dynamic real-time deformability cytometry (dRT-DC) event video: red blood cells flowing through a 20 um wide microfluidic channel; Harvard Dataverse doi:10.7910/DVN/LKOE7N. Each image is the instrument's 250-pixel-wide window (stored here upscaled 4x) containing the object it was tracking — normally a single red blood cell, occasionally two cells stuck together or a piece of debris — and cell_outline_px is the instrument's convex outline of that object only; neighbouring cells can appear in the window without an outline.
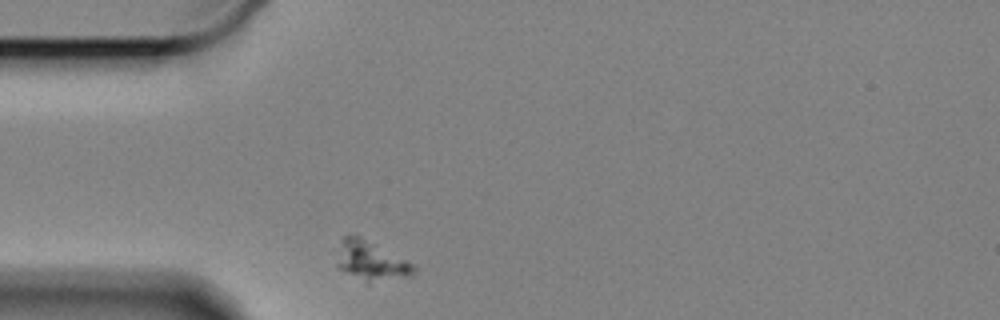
{"species": "Egyptian fruit bat (a non-hibernating species)", "species_latin": "Rousettus aegyptiacus", "temperature_condition": "cold", "stored_images_in_passage": 36, "camera_frame_rate_fps": 3000, "um_per_image_px": 0.085, "animal": {"sex": "female"}, "frame": {"image": 1, "passage_image": 1, "time_ms": 0.0, "image_size_px": [1000, 320], "cell_outline_px": [[416, 272], [408, 276], [368, 284], [340, 268], [336, 264], [344, 236], [360, 236], [412, 264], [416, 268]], "centroid_in_image_um": [31.56, 22.22], "position_along_channel_um": 53.4, "area_um2": 16.94}}
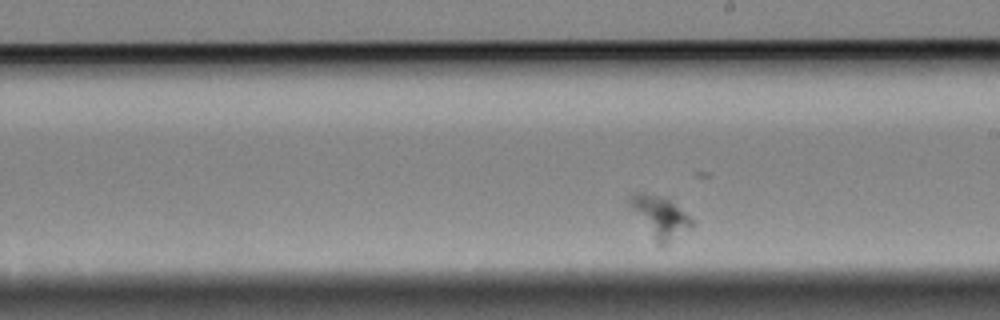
{"frame": {"image": 2, "passage_image": 20, "time_ms": 6.333, "image_size_px": [1000, 320], "cell_outline_px": [[692, 228], [668, 248], [664, 248], [656, 244], [624, 200], [632, 192], [644, 192], [660, 196], [672, 200], [692, 220]], "centroid_in_image_um": [56.07, 18.49], "position_along_channel_um": 232.9, "area_um2": 16.07}}
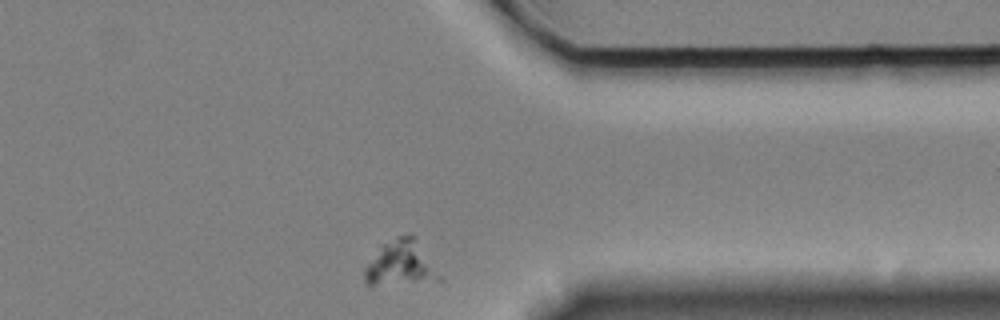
{"frame": {"image": 3, "passage_image": 35, "time_ms": 11.333, "image_size_px": [1000, 320], "cell_outline_px": [[444, 280], [376, 284], [368, 284], [364, 280], [364, 268], [380, 244], [396, 236], [408, 232], [412, 232], [416, 236]], "centroid_in_image_um": [34.07, 22.31], "position_along_channel_um": 377.3, "area_um2": 19.83}}